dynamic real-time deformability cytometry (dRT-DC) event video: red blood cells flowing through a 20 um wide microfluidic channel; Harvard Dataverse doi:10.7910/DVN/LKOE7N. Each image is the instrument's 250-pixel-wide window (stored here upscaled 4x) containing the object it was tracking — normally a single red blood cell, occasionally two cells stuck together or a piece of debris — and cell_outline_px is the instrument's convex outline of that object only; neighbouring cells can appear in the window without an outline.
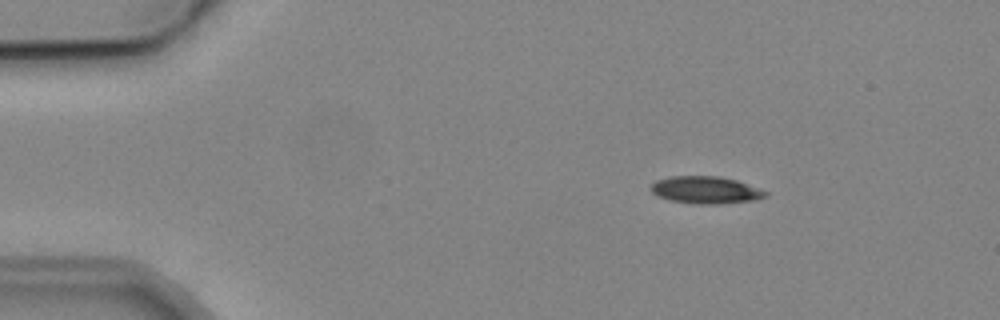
{"species": "common noctule bat (a hibernating species)", "species_latin": "Nyctalus noctula", "temperature_condition": "cold", "stored_images_in_passage": 4, "camera_frame_rate_fps": 3000, "um_per_image_px": 0.085, "animal": {"sex": "male", "body_mass_g": 19.2, "forearm_length_mm": 51.8}, "frame": {"image": 1, "passage_image": 1, "time_ms": 0.0, "image_size_px": [1000, 320], "cell_outline_px": [[768, 196], [756, 200], [720, 204], [696, 204], [672, 200], [660, 196], [652, 192], [648, 188], [656, 180], [672, 176], [720, 176], [736, 180], [760, 188], [768, 192]], "centroid_in_image_um": [60.02, 16.15], "position_along_channel_um": 25.0, "area_um2": 18.26}}
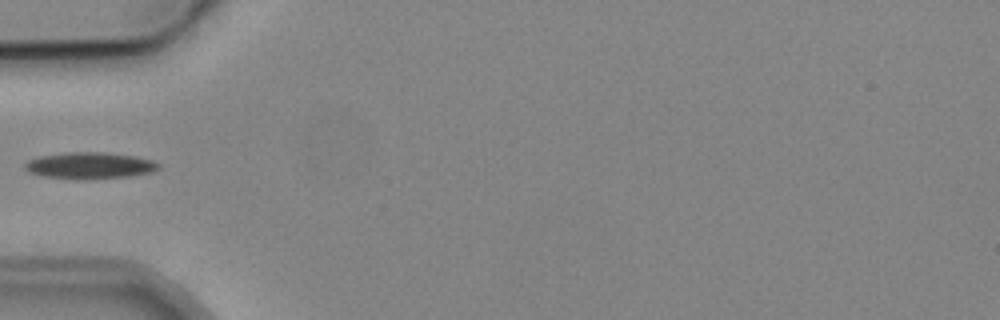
{"frame": {"image": 2, "passage_image": 4, "time_ms": 3.333, "image_size_px": [1000, 320], "cell_outline_px": [[160, 168], [152, 172], [128, 176], [44, 176], [28, 172], [24, 168], [24, 164], [28, 160], [40, 156], [64, 152], [104, 152], [136, 156], [152, 160], [160, 164]], "centroid_in_image_um": [7.65, 14.0], "position_along_channel_um": 77.4, "area_um2": 19.59}}